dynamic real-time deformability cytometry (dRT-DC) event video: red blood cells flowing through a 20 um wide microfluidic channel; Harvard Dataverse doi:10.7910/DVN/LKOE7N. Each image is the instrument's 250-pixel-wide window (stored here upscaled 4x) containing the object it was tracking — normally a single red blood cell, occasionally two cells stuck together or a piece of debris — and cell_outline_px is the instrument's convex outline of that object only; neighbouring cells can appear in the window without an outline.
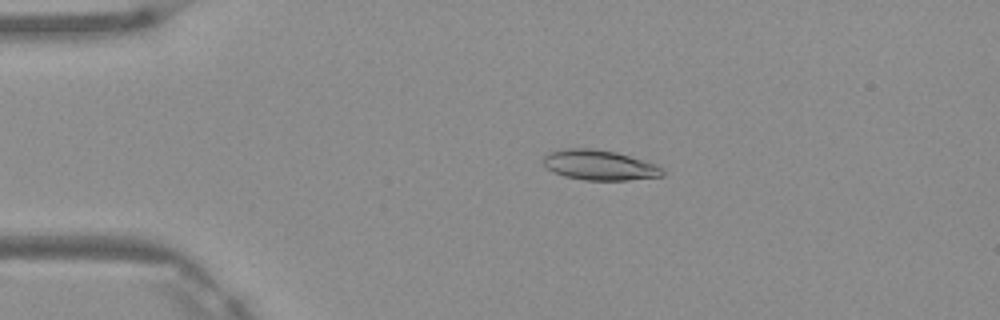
{"species": "Egyptian fruit bat (a non-hibernating species)", "species_latin": "Rousettus aegyptiacus", "temperature_condition": "warm", "stored_images_in_passage": 2, "camera_frame_rate_fps": 3000, "um_per_image_px": 0.085, "frame": {"image": 1, "passage_image": 1, "time_ms": 0.0, "image_size_px": [1000, 320], "cell_outline_px": [[664, 176], [628, 180], [584, 180], [564, 176], [552, 172], [544, 164], [544, 156], [548, 152], [568, 148], [588, 148], [616, 152], [656, 164], [664, 168]], "centroid_in_image_um": [50.97, 14.04], "position_along_channel_um": 34.0, "area_um2": 20.92}}